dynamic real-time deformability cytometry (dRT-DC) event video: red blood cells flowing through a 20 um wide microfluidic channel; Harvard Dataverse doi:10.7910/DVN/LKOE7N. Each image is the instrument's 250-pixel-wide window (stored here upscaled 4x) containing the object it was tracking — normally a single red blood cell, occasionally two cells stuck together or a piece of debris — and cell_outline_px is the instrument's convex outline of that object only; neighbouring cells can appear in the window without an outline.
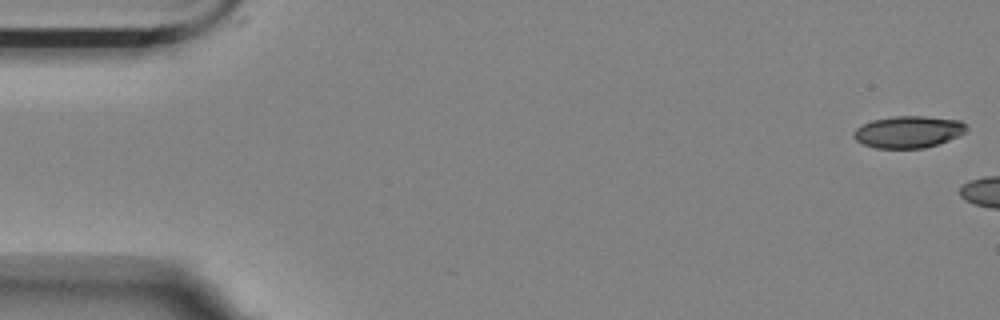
{"species": "Egyptian fruit bat (a non-hibernating species)", "species_latin": "Rousettus aegyptiacus", "temperature_condition": "room temperature", "stored_images_in_passage": 4, "camera_frame_rate_fps": 3000, "um_per_image_px": 0.085, "animal": {"sex": "female"}, "frame": {"image": 1, "passage_image": 1, "time_ms": 0.0, "image_size_px": [1000, 320], "cell_outline_px": [[968, 132], [948, 140], [924, 148], [876, 148], [864, 144], [856, 140], [852, 136], [852, 132], [860, 124], [872, 120], [892, 116], [928, 116], [960, 120], [968, 124]], "centroid_in_image_um": [77.22, 11.19], "position_along_channel_um": 7.8, "area_um2": 21.27}}